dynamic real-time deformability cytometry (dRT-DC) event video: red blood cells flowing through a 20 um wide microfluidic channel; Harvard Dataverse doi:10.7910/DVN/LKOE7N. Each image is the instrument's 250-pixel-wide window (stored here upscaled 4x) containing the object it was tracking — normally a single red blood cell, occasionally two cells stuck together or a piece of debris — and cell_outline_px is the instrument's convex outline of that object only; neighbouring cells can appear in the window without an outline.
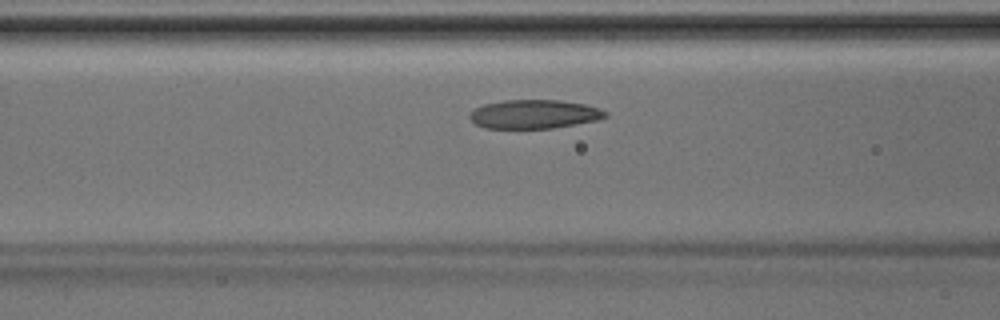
{"species": "Egyptian fruit bat (a non-hibernating species)", "species_latin": "Rousettus aegyptiacus", "temperature_condition": "room temperature", "stored_images_in_passage": 12, "camera_frame_rate_fps": 3000, "um_per_image_px": 0.085, "animal": {"sex": "male"}, "frame": {"image": 1, "passage_image": 10, "time_ms": 3.0, "image_size_px": [1000, 320], "cell_outline_px": [[608, 116], [596, 120], [552, 128], [484, 128], [476, 124], [468, 116], [476, 108], [484, 104], [504, 100], [560, 100], [584, 104], [600, 108], [608, 112]], "centroid_in_image_um": [45.42, 9.7], "position_along_channel_um": 121.2, "area_um2": 22.66}}